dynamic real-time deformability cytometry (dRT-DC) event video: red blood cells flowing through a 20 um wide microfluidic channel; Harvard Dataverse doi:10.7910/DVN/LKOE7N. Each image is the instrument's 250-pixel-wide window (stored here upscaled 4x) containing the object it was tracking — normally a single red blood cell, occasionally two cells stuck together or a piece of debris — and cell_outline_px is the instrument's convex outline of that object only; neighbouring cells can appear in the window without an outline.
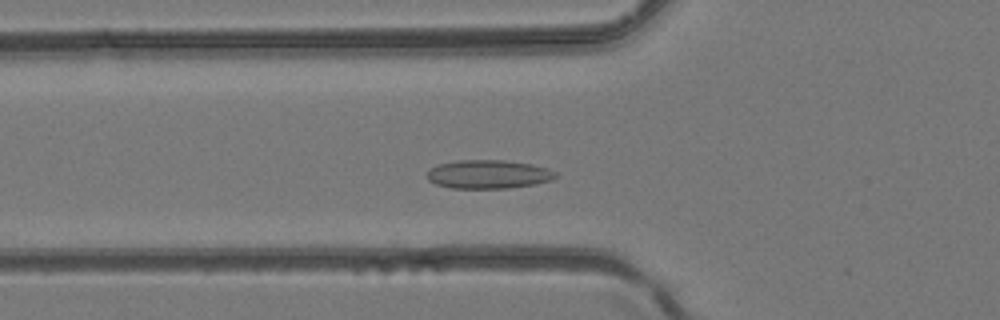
{"species": "common noctule bat (a hibernating species)", "species_latin": "Nyctalus noctula", "temperature_condition": "room temperature", "stored_images_in_passage": 38, "camera_frame_rate_fps": 3000, "um_per_image_px": 0.085, "animal": {"sex": "female", "body_mass_g": 24.6, "forearm_length_mm": 56.2}, "frame": {"image": 1, "passage_image": 11, "time_ms": 3.333, "image_size_px": [1000, 320], "cell_outline_px": [[560, 176], [552, 180], [536, 184], [508, 188], [452, 188], [436, 184], [428, 180], [428, 172], [436, 164], [460, 160], [504, 160], [532, 164], [548, 168], [556, 172]], "centroid_in_image_um": [41.56, 14.81], "position_along_channel_um": 84.2, "area_um2": 21.56}}
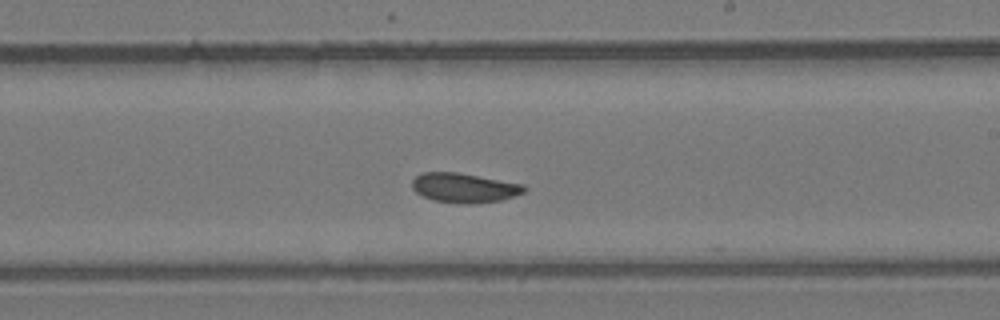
{"frame": {"image": 2, "passage_image": 21, "time_ms": 6.667, "image_size_px": [1000, 320], "cell_outline_px": [[528, 188], [524, 192], [500, 200], [472, 204], [432, 200], [416, 192], [412, 188], [412, 180], [420, 172], [456, 172], [524, 184]], "centroid_in_image_um": [39.45, 15.95], "position_along_channel_um": 249.6, "area_um2": 19.13}}
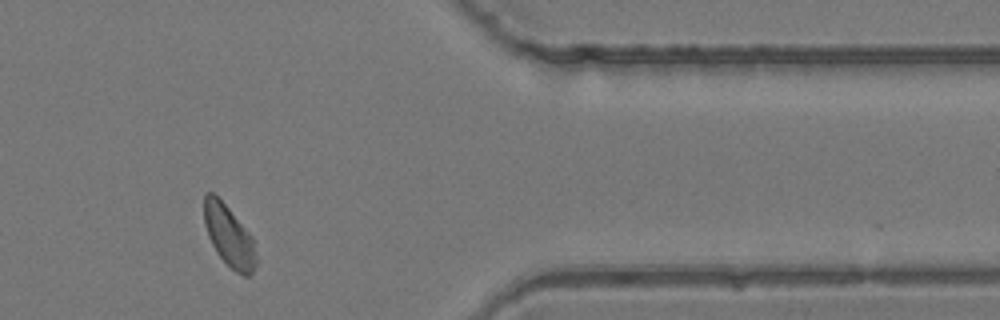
{"frame": {"image": 3, "passage_image": 31, "time_ms": 10.0, "image_size_px": [1000, 320], "cell_outline_px": [[256, 264], [252, 272], [248, 276], [244, 276], [236, 272], [216, 252], [208, 236], [204, 224], [204, 196], [208, 192], [212, 192], [228, 208], [252, 236], [256, 256]], "centroid_in_image_um": [19.46, 20.06], "position_along_channel_um": 391.9, "area_um2": 18.21}}